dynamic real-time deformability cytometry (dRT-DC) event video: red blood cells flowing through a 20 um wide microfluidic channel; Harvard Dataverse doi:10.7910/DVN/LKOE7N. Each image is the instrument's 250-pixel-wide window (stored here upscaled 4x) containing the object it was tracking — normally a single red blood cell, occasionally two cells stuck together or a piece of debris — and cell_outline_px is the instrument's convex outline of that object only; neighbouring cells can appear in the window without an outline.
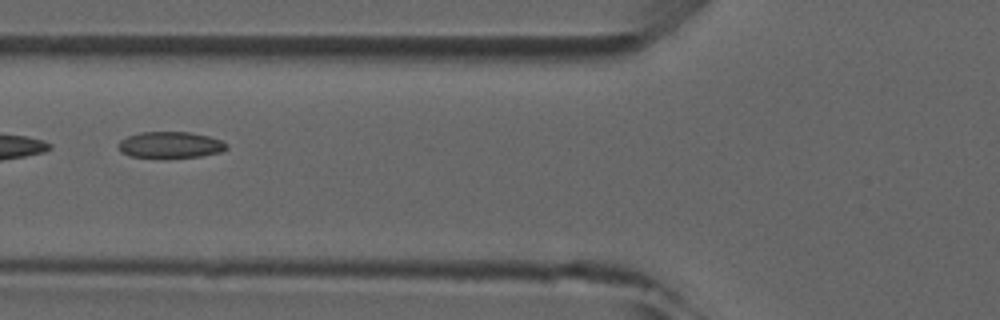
{"species": "common noctule bat (a hibernating species)", "species_latin": "Nyctalus noctula", "temperature_condition": "room temperature", "stored_images_in_passage": 7, "camera_frame_rate_fps": 3000, "um_per_image_px": 0.085, "animal": {"sex": "male", "forearm_length_mm": 52.5}, "frame": {"image": 1, "passage_image": 6, "time_ms": 5.667, "image_size_px": [1000, 320], "cell_outline_px": [[228, 148], [220, 152], [200, 156], [164, 160], [160, 160], [128, 156], [120, 152], [116, 148], [116, 144], [120, 140], [128, 136], [140, 132], [188, 132], [208, 136], [220, 140], [228, 144]], "centroid_in_image_um": [14.39, 12.36], "position_along_channel_um": 111.4, "area_um2": 17.4}}
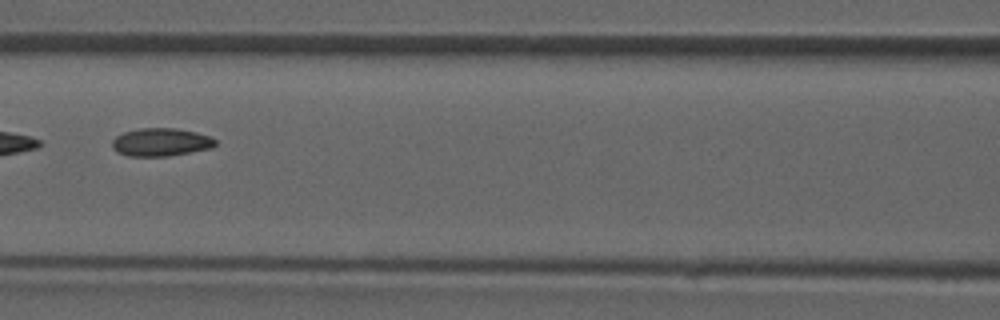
{"frame": {"image": 2, "passage_image": 7, "time_ms": 6.667, "image_size_px": [1000, 320], "cell_outline_px": [[216, 144], [212, 148], [168, 156], [128, 156], [116, 152], [112, 148], [112, 140], [116, 136], [124, 132], [140, 128], [176, 128], [196, 132], [212, 136], [216, 140]], "centroid_in_image_um": [13.68, 12.08], "position_along_channel_um": 152.9, "area_um2": 16.99}}